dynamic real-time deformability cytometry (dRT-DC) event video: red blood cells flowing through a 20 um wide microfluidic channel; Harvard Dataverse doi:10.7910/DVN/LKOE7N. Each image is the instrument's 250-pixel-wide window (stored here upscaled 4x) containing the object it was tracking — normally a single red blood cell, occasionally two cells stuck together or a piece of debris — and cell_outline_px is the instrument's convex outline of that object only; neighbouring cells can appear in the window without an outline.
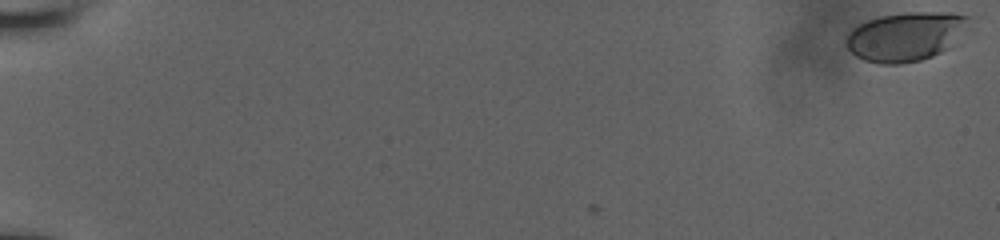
{"species": "human", "species_latin": "Homo sapiens", "temperature_condition": "room temperature", "stored_images_in_passage": 58, "camera_frame_rate_fps": 3000, "um_per_image_px": 0.085, "donor": {"sex": "male"}, "frame": {"image": 1, "passage_image": 1, "time_ms": 0.0, "image_size_px": [1000, 240], "cell_outline_px": [[968, 16], [948, 48], [932, 56], [920, 60], [900, 64], [880, 64], [864, 60], [856, 56], [848, 48], [848, 32], [852, 28], [868, 20], [880, 16], [908, 12], [952, 12]], "centroid_in_image_um": [76.88, 3.1], "position_along_channel_um": 8.1, "area_um2": 33.93}}
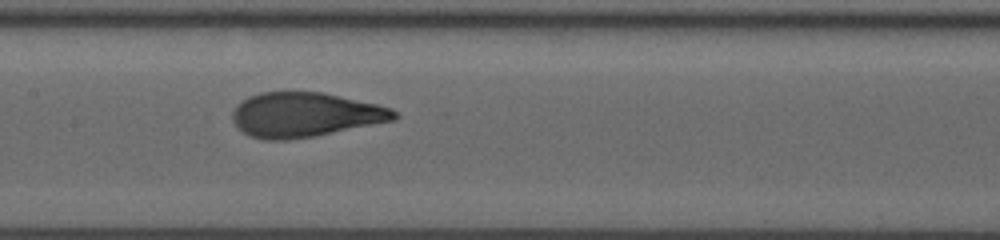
{"frame": {"image": 2, "passage_image": 32, "time_ms": 10.333, "image_size_px": [1000, 240], "cell_outline_px": [[400, 116], [396, 120], [316, 136], [284, 140], [264, 140], [252, 136], [244, 132], [232, 120], [232, 112], [236, 104], [240, 100], [248, 96], [260, 92], [324, 92], [376, 104], [392, 108]], "centroid_in_image_um": [25.93, 9.75], "position_along_channel_um": 181.5, "area_um2": 42.19}}
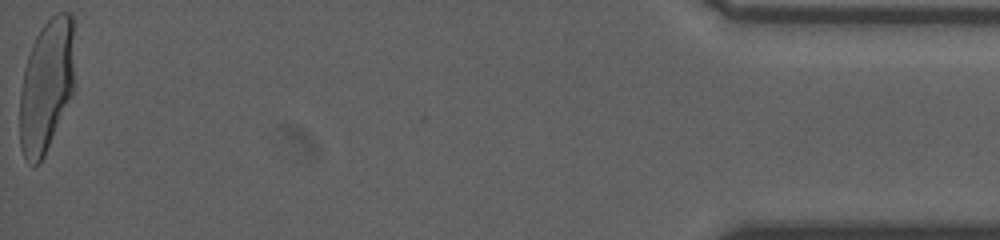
{"frame": {"image": 3, "passage_image": 58, "time_ms": 19.0, "image_size_px": [1000, 240], "cell_outline_px": [[72, 92], [44, 156], [40, 164], [32, 164], [24, 156], [20, 148], [20, 92], [24, 68], [32, 44], [40, 28], [56, 12], [72, 12]], "centroid_in_image_um": [3.9, 7.28], "position_along_channel_um": 431.3, "area_um2": 41.5}, "authors_computed_cell_mechanics": {"area_um2": 41.5004, "velocity_mm_per_s": 3.8797, "shape_relaxation_time_tau1_ms": 3.6309, "shape_relaxation_time_tau2_ms": null, "deformation_change_tau1": 0.1978, "deformation_change_tau2": null}}